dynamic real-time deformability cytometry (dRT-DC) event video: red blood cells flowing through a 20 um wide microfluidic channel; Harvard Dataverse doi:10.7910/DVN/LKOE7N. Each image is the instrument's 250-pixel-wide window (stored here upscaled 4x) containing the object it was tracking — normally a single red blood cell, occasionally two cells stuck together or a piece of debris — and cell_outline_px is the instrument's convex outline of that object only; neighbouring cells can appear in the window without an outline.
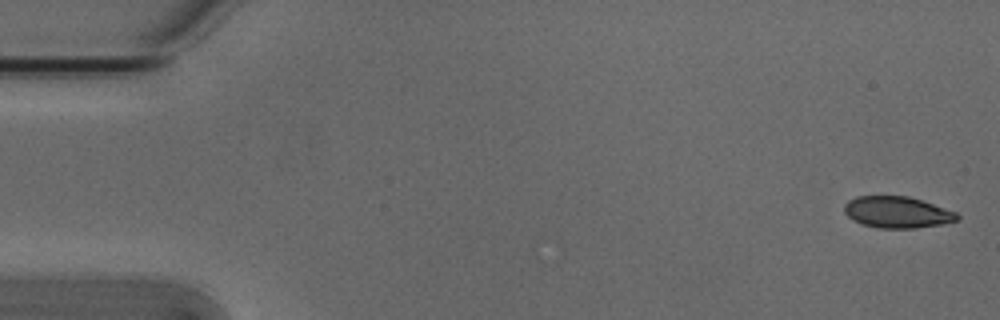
{"species": "Egyptian fruit bat (a non-hibernating species)", "species_latin": "Rousettus aegyptiacus", "temperature_condition": "cold", "stored_images_in_passage": 4, "camera_frame_rate_fps": 3000, "um_per_image_px": 0.085, "animal": {"sex": "male"}, "frame": {"image": 1, "passage_image": 1, "time_ms": 0.0, "image_size_px": [1000, 320], "cell_outline_px": [[960, 216], [956, 220], [940, 224], [916, 228], [880, 228], [864, 224], [852, 220], [844, 212], [844, 204], [848, 200], [856, 196], [908, 196], [956, 212]], "centroid_in_image_um": [76.22, 18.03], "position_along_channel_um": 8.8, "area_um2": 20.46}}
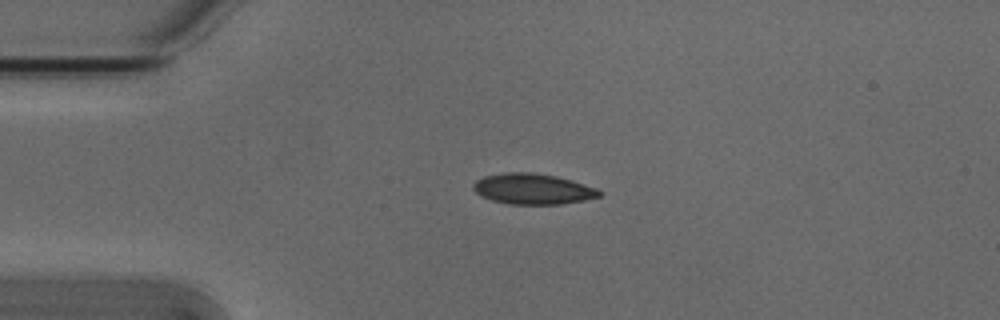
{"frame": {"image": 2, "passage_image": 4, "time_ms": 1.0, "image_size_px": [1000, 320], "cell_outline_px": [[604, 192], [600, 196], [584, 200], [564, 204], [508, 204], [492, 200], [480, 196], [472, 188], [472, 184], [476, 180], [484, 176], [504, 172], [532, 172], [556, 176], [572, 180], [596, 188]], "centroid_in_image_um": [45.28, 16.06], "position_along_channel_um": 39.7, "area_um2": 22.72}}